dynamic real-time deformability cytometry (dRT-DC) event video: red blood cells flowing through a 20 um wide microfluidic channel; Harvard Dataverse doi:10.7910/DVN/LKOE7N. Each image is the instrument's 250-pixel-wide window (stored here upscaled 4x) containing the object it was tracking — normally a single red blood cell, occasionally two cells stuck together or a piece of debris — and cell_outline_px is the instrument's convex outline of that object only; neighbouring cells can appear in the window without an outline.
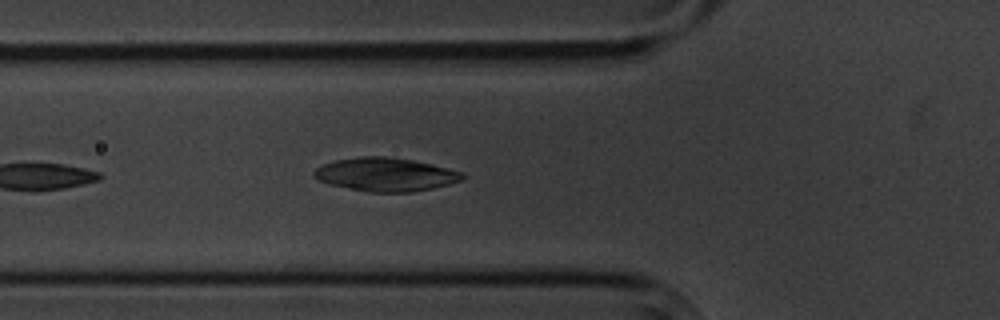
{"species": "common noctule bat (a hibernating species)", "species_latin": "Nyctalus noctula", "temperature_condition": "cold", "stored_images_in_passage": 6, "camera_frame_rate_fps": 3000, "um_per_image_px": 0.085, "animal": {"sex": "male", "body_mass_g": 20.1, "forearm_length_mm": 53.5}, "frame": {"image": 1, "passage_image": 6, "time_ms": 5.667, "image_size_px": [1000, 320], "cell_outline_px": [[464, 176], [460, 180], [448, 184], [432, 188], [412, 192], [368, 192], [328, 184], [312, 176], [312, 172], [316, 168], [324, 164], [336, 160], [360, 156], [392, 156], [432, 164], [464, 172]], "centroid_in_image_um": [32.75, 14.82], "position_along_channel_um": 93.0, "area_um2": 28.96}}